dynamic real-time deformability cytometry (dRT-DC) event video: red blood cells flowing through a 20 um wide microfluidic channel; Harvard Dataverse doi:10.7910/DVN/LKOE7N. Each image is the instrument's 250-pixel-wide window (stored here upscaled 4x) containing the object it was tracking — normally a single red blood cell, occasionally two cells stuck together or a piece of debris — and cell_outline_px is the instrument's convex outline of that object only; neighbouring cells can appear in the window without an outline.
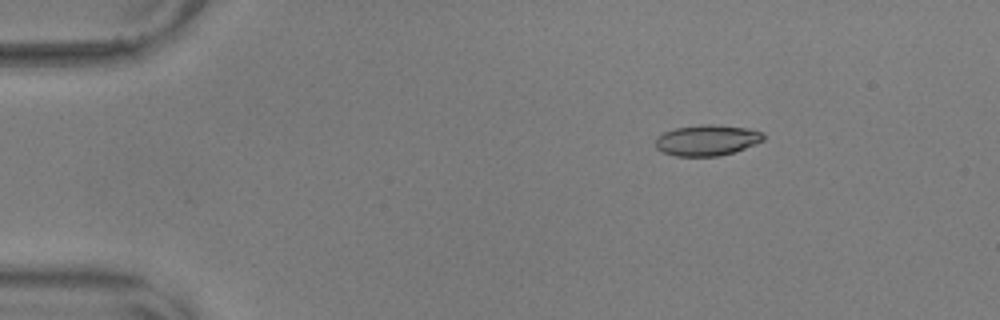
{"species": "common noctule bat (a hibernating species)", "species_latin": "Nyctalus noctula", "temperature_condition": "warm", "stored_images_in_passage": 49, "camera_frame_rate_fps": 3000, "um_per_image_px": 0.085, "animal": {"sex": "male", "body_mass_g": 17.9, "forearm_length_mm": 54.2}, "frame": {"image": 1, "passage_image": 1, "time_ms": 0.0, "image_size_px": [1000, 320], "cell_outline_px": [[764, 140], [744, 148], [720, 156], [676, 156], [664, 152], [656, 148], [656, 136], [664, 132], [676, 128], [704, 124], [712, 124], [744, 128], [764, 132]], "centroid_in_image_um": [60.08, 11.92], "position_along_channel_um": 24.9, "area_um2": 19.19}}
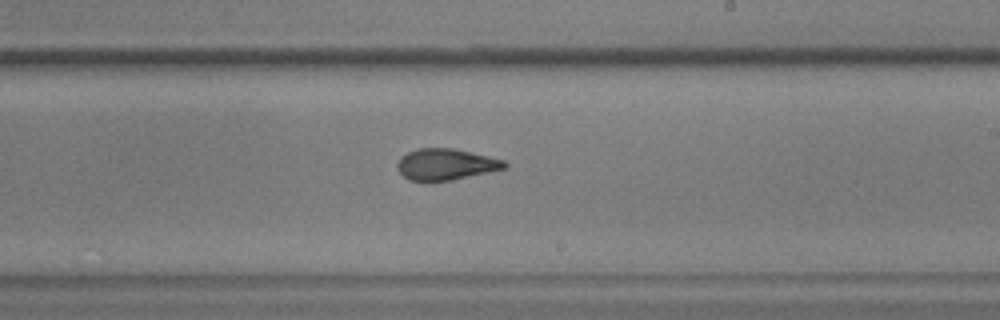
{"frame": {"image": 2, "passage_image": 26, "time_ms": 8.333, "image_size_px": [1000, 320], "cell_outline_px": [[508, 168], [452, 180], [428, 184], [424, 184], [408, 180], [396, 168], [396, 164], [400, 156], [416, 148], [452, 148], [488, 156], [504, 160], [508, 164]], "centroid_in_image_um": [37.84, 14.01], "position_along_channel_um": 251.2, "area_um2": 20.23}}
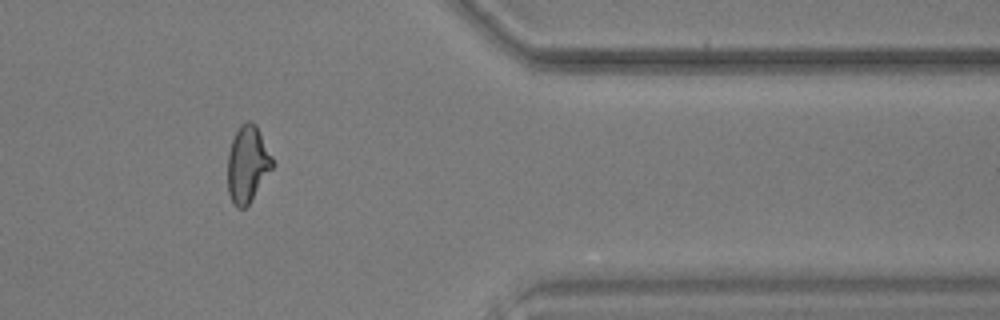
{"frame": {"image": 3, "passage_image": 39, "time_ms": 12.667, "image_size_px": [1000, 320], "cell_outline_px": [[276, 164], [248, 204], [244, 208], [236, 208], [228, 192], [228, 152], [232, 140], [240, 124], [248, 120], [252, 120], [256, 124]], "centroid_in_image_um": [21.05, 13.92], "position_along_channel_um": 390.3, "area_um2": 20.06}, "authors_computed_cell_mechanics": {"area_um2": 20.0566, "velocity_mm_per_s": 3.6235, "shape_relaxation_time_tau1_ms": null, "shape_relaxation_time_tau2_ms": 1.5877, "deformation_change_tau1": null, "deformation_change_tau2": 0.0813}}